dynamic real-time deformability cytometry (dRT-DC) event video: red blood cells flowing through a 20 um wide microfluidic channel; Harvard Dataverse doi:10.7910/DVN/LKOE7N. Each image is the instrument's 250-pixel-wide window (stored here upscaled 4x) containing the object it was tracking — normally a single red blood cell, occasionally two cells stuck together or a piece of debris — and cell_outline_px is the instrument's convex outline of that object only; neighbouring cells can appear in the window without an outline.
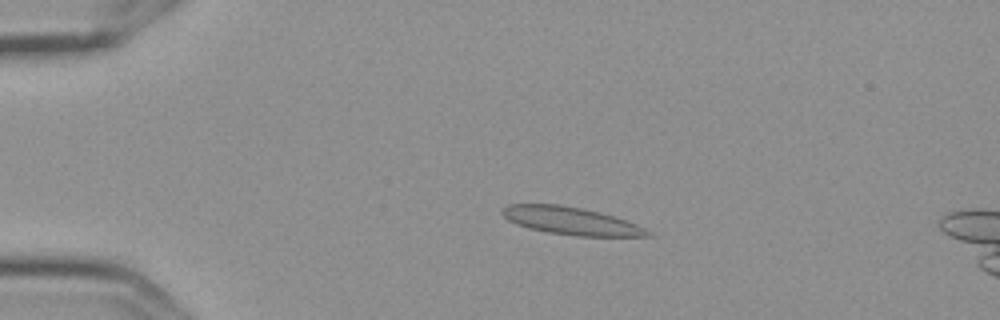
{"species": "Egyptian fruit bat (a non-hibernating species)", "species_latin": "Rousettus aegyptiacus", "temperature_condition": "cold", "stored_images_in_passage": 4, "camera_frame_rate_fps": 3000, "um_per_image_px": 0.085, "frame": {"image": 1, "passage_image": 2, "time_ms": 0.333, "image_size_px": [1000, 320], "cell_outline_px": [[652, 236], [576, 236], [548, 232], [528, 228], [516, 224], [508, 220], [500, 212], [508, 204], [556, 204], [580, 208], [600, 212], [636, 224], [652, 232]], "centroid_in_image_um": [48.51, 18.78], "position_along_channel_um": 36.5, "area_um2": 23.18}}